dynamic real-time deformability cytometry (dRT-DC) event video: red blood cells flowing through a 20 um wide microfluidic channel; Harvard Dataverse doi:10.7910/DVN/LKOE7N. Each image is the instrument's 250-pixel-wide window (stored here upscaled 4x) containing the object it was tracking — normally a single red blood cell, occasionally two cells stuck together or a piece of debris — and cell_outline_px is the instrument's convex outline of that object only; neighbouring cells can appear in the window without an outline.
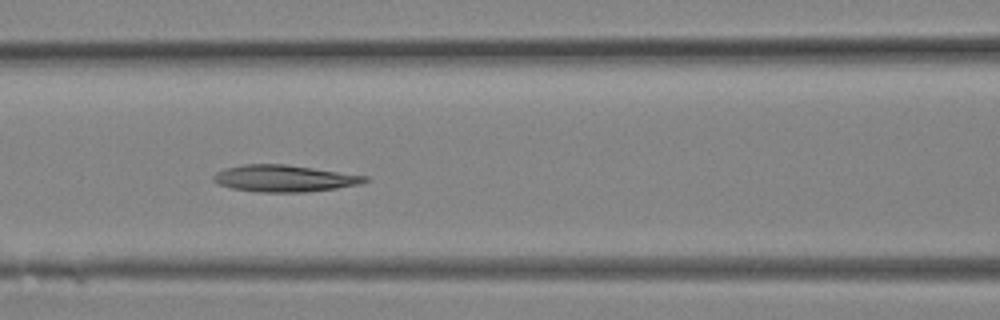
{"species": "Egyptian fruit bat (a non-hibernating species)", "species_latin": "Rousettus aegyptiacus", "temperature_condition": "room temperature", "stored_images_in_passage": 13, "camera_frame_rate_fps": 3000, "um_per_image_px": 0.085, "animal": {"sex": "female"}, "frame": {"image": 1, "passage_image": 10, "time_ms": 3.0, "image_size_px": [1000, 320], "cell_outline_px": [[368, 180], [360, 184], [336, 188], [304, 192], [260, 192], [232, 188], [216, 184], [212, 180], [212, 176], [216, 172], [224, 168], [244, 164], [284, 164], [368, 176]], "centroid_in_image_um": [24.1, 15.16], "position_along_channel_um": 142.5, "area_um2": 23.52}}
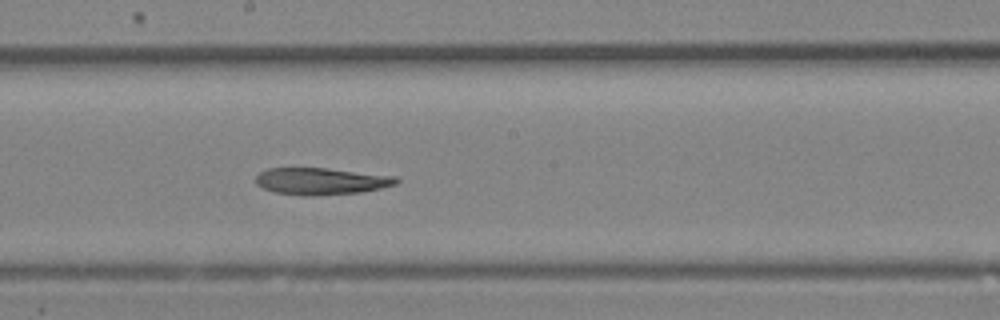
{"frame": {"image": 2, "passage_image": 13, "time_ms": 4.0, "image_size_px": [1000, 320], "cell_outline_px": [[400, 180], [396, 184], [380, 188], [360, 192], [312, 196], [304, 196], [276, 192], [264, 188], [256, 184], [256, 176], [260, 172], [268, 168], [328, 168], [396, 176]], "centroid_in_image_um": [27.3, 15.4], "position_along_channel_um": 220.9, "area_um2": 21.96}}